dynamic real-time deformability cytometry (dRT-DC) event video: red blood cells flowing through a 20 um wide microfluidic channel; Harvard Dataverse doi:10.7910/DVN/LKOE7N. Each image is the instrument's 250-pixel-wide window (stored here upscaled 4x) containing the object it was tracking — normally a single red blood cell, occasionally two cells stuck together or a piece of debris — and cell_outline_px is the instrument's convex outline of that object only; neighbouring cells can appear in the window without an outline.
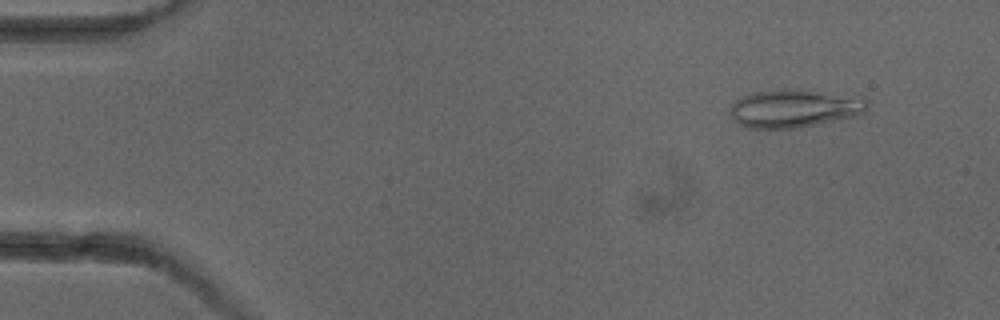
{"species": "common noctule bat (a hibernating species)", "species_latin": "Nyctalus noctula", "temperature_condition": "cold", "stored_images_in_passage": 4, "camera_frame_rate_fps": 3000, "um_per_image_px": 0.085, "animal": {"sex": "female"}, "frame": {"image": 1, "passage_image": 2, "time_ms": 1.0, "image_size_px": [1000, 320], "cell_outline_px": [[868, 108], [864, 112], [856, 116], [796, 128], [744, 128], [728, 112], [732, 104], [736, 100], [752, 92], [784, 88], [796, 88], [864, 96], [868, 100]], "centroid_in_image_um": [67.56, 9.18], "position_along_channel_um": 17.4, "area_um2": 30.98}}